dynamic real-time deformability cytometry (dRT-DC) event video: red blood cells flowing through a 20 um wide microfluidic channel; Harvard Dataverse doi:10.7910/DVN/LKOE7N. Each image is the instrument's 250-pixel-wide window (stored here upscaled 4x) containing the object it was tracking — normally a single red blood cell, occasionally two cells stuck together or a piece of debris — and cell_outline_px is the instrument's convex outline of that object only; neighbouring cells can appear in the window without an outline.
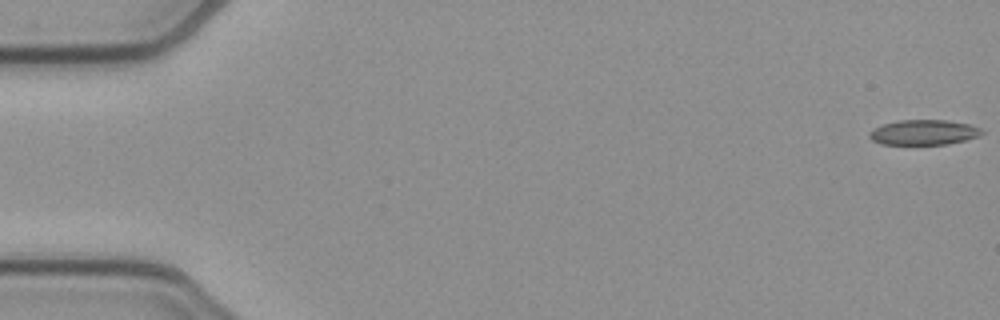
{"species": "common noctule bat (a hibernating species)", "species_latin": "Nyctalus noctula", "temperature_condition": "cold", "stored_images_in_passage": 53, "camera_frame_rate_fps": 3000, "um_per_image_px": 0.085, "animal": {"sex": "female", "body_mass_g": 21.9}, "frame": {"image": 1, "passage_image": 1, "time_ms": 0.0, "image_size_px": [1000, 320], "cell_outline_px": [[984, 132], [980, 136], [948, 144], [880, 144], [872, 140], [868, 136], [868, 132], [872, 128], [884, 124], [900, 120], [948, 120], [968, 124], [980, 128]], "centroid_in_image_um": [78.49, 11.25], "position_along_channel_um": 6.5, "area_um2": 16.47}}
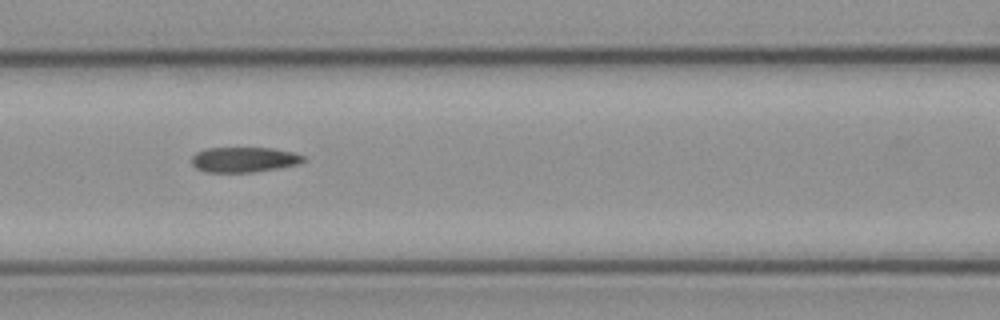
{"frame": {"image": 2, "passage_image": 23, "time_ms": 7.333, "image_size_px": [1000, 320], "cell_outline_px": [[308, 160], [300, 164], [280, 168], [256, 172], [204, 172], [196, 168], [192, 164], [192, 156], [196, 152], [208, 148], [272, 148], [292, 152], [304, 156]], "centroid_in_image_um": [20.78, 13.57], "position_along_channel_um": 145.8, "area_um2": 16.59}}
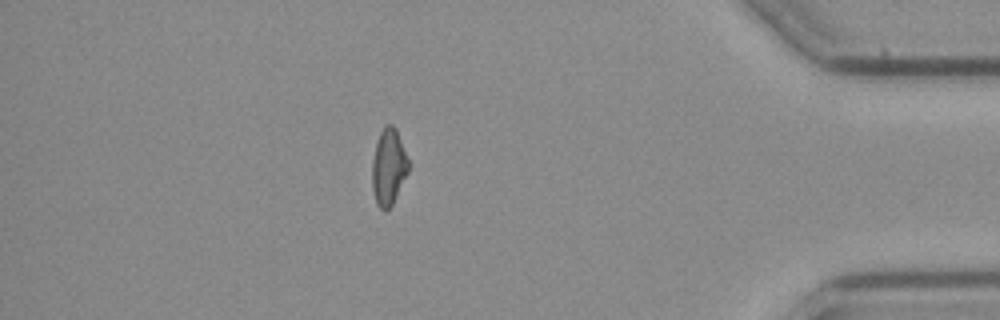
{"frame": {"image": 3, "passage_image": 46, "time_ms": 15.0, "image_size_px": [1000, 320], "cell_outline_px": [[408, 172], [392, 204], [384, 212], [376, 204], [372, 188], [372, 160], [376, 144], [380, 132], [384, 124], [392, 124], [396, 128], [408, 160]], "centroid_in_image_um": [33.01, 14.18], "position_along_channel_um": 402.2, "area_um2": 16.07}}